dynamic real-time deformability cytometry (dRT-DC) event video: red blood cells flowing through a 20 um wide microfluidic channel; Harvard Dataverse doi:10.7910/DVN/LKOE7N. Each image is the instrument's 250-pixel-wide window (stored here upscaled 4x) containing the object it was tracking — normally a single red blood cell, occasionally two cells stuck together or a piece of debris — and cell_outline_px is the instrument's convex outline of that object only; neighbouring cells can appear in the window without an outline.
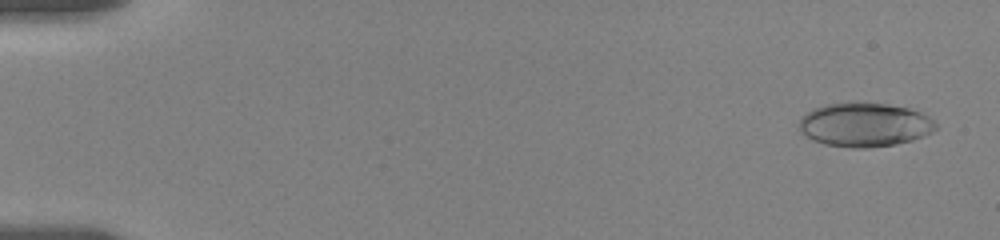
{"species": "human", "species_latin": "Homo sapiens", "temperature_condition": "room temperature", "stored_images_in_passage": 12, "camera_frame_rate_fps": 3000, "um_per_image_px": 0.085, "donor": {"sex": "female"}, "frame": {"image": 1, "passage_image": 3, "time_ms": 0.667, "image_size_px": [1000, 240], "cell_outline_px": [[936, 128], [932, 132], [924, 136], [912, 140], [896, 144], [868, 148], [852, 148], [824, 144], [812, 140], [800, 132], [800, 116], [816, 108], [828, 104], [852, 100], [888, 104], [908, 108], [920, 112], [928, 116], [936, 124]], "centroid_in_image_um": [73.48, 10.59], "position_along_channel_um": 11.5, "area_um2": 35.43}}